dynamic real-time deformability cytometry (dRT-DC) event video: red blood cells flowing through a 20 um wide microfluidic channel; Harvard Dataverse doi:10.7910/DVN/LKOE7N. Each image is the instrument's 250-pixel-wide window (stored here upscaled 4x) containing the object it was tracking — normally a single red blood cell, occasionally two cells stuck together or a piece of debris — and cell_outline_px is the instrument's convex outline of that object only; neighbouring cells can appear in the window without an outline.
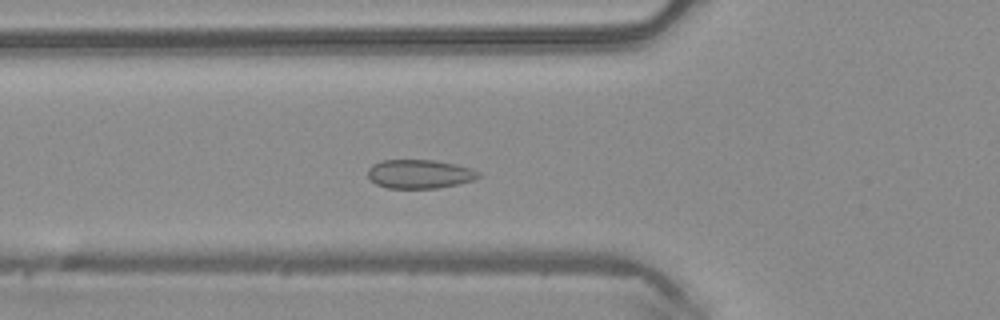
{"species": "common noctule bat (a hibernating species)", "species_latin": "Nyctalus noctula", "temperature_condition": "warm", "stored_images_in_passage": 47, "camera_frame_rate_fps": 3000, "um_per_image_px": 0.085, "animal": {"sex": "male", "body_mass_g": 20.4}, "frame": {"image": 1, "passage_image": 15, "time_ms": 4.667, "image_size_px": [1000, 320], "cell_outline_px": [[480, 176], [472, 180], [456, 184], [436, 188], [388, 188], [376, 184], [368, 176], [368, 168], [372, 164], [380, 160], [436, 160], [456, 164], [472, 168], [480, 172]], "centroid_in_image_um": [35.65, 14.77], "position_along_channel_um": 90.1, "area_um2": 18.61}}
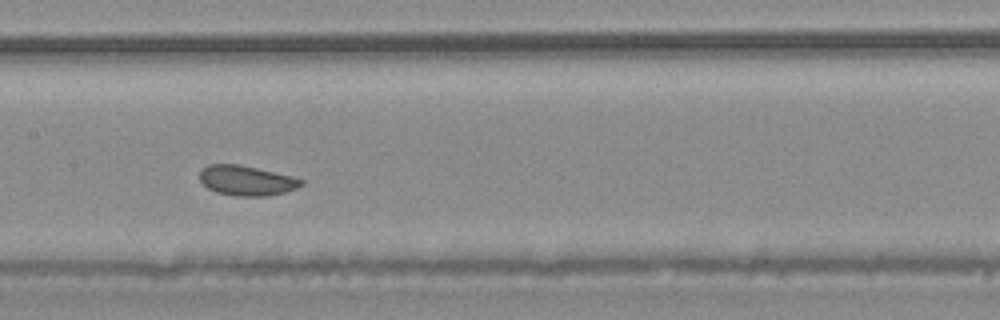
{"frame": {"image": 2, "passage_image": 22, "time_ms": 7.0, "image_size_px": [1000, 320], "cell_outline_px": [[304, 184], [296, 188], [284, 192], [268, 196], [236, 196], [216, 192], [208, 188], [200, 180], [200, 172], [208, 164], [240, 164], [292, 176], [304, 180]], "centroid_in_image_um": [20.97, 15.34], "position_along_channel_um": 186.4, "area_um2": 17.69}}
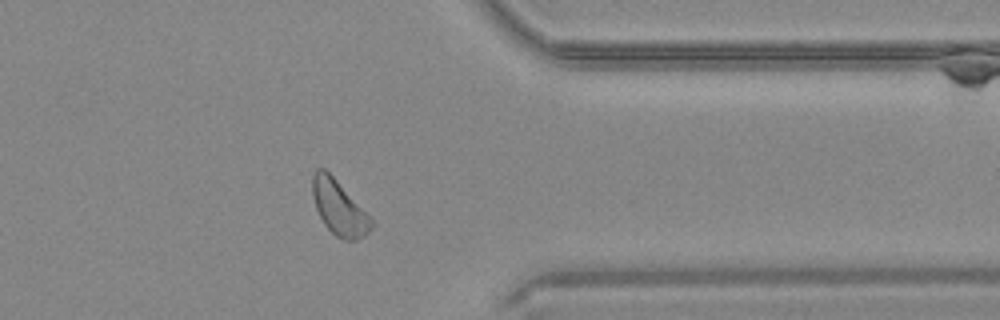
{"frame": {"image": 3, "passage_image": 37, "time_ms": 12.0, "image_size_px": [1000, 320], "cell_outline_px": [[376, 224], [364, 236], [356, 240], [344, 240], [336, 236], [324, 224], [316, 208], [312, 196], [312, 176], [316, 168], [324, 168], [336, 180]], "centroid_in_image_um": [28.8, 17.67], "position_along_channel_um": 382.6, "area_um2": 18.38}, "authors_computed_cell_mechanics": {"area_um2": 18.8428, "velocity_mm_per_s": 4.0996, "shape_relaxation_time_tau1_ms": 1.4227, "shape_relaxation_time_tau2_ms": null, "deformation_change_tau1": 0.0331, "deformation_change_tau2": null}}